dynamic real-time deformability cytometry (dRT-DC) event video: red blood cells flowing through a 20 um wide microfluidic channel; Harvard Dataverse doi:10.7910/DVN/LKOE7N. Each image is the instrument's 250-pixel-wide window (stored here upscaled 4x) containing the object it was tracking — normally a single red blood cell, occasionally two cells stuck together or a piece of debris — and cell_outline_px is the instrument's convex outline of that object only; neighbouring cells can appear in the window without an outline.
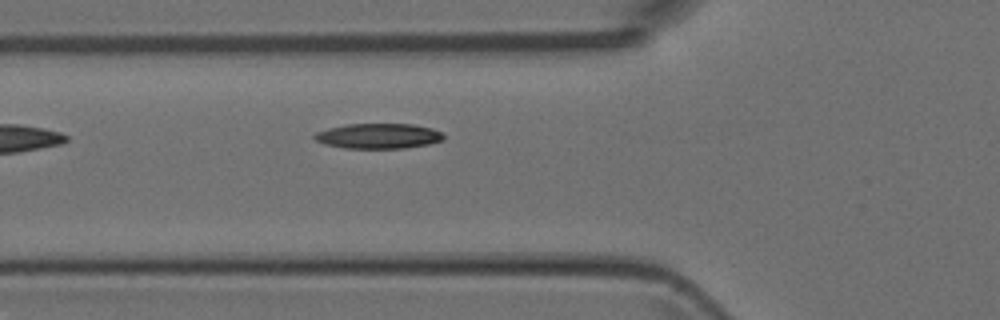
{"species": "Egyptian fruit bat (a non-hibernating species)", "species_latin": "Rousettus aegyptiacus", "temperature_condition": "room temperature", "stored_images_in_passage": 4, "camera_frame_rate_fps": 3000, "um_per_image_px": 0.085, "animal": {"sex": "female"}, "frame": {"image": 1, "passage_image": 4, "time_ms": 3.667, "image_size_px": [1000, 320], "cell_outline_px": [[444, 140], [428, 144], [404, 148], [344, 148], [324, 144], [316, 140], [312, 136], [316, 132], [328, 128], [344, 124], [412, 124], [432, 128], [440, 132], [444, 136]], "centroid_in_image_um": [32.14, 11.56], "position_along_channel_um": 93.7, "area_um2": 18.96}}